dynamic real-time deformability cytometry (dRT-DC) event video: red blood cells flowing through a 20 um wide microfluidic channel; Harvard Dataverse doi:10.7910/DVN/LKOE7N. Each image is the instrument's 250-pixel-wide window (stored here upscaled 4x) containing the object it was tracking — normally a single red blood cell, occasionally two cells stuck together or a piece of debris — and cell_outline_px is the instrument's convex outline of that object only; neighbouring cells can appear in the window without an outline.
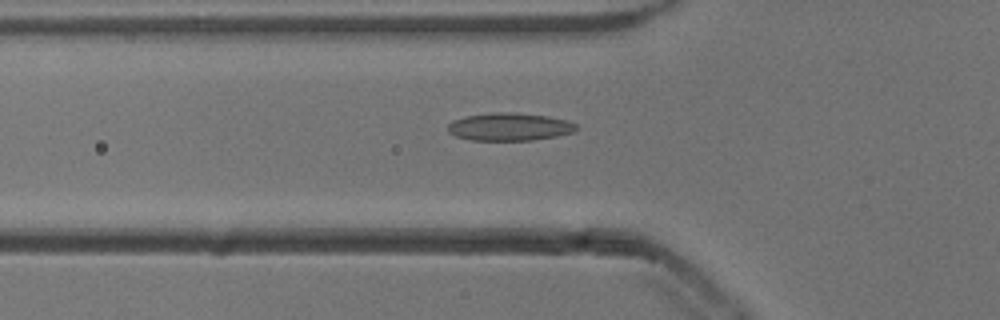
{"species": "common noctule bat (a hibernating species)", "species_latin": "Nyctalus noctula", "temperature_condition": "cold", "stored_images_in_passage": 37, "camera_frame_rate_fps": 3000, "um_per_image_px": 0.085, "animal": {"sex": "male", "body_mass_g": 13.3}, "frame": {"image": 1, "passage_image": 2, "time_ms": 0.333, "image_size_px": [1000, 320], "cell_outline_px": [[580, 128], [572, 132], [556, 136], [532, 140], [472, 140], [456, 136], [448, 132], [448, 124], [452, 120], [464, 116], [492, 112], [516, 112], [548, 116], [564, 120], [576, 124]], "centroid_in_image_um": [43.28, 10.77], "position_along_channel_um": 82.5, "area_um2": 20.87}}
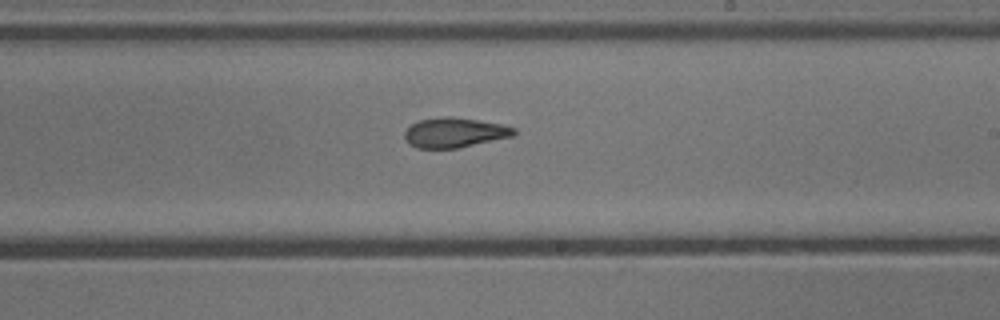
{"frame": {"image": 2, "passage_image": 15, "time_ms": 4.667, "image_size_px": [1000, 320], "cell_outline_px": [[516, 136], [456, 148], [416, 148], [408, 144], [404, 136], [404, 132], [412, 124], [420, 120], [440, 116], [452, 116], [504, 124], [516, 128]], "centroid_in_image_um": [38.67, 11.26], "position_along_channel_um": 250.3, "area_um2": 19.25}}
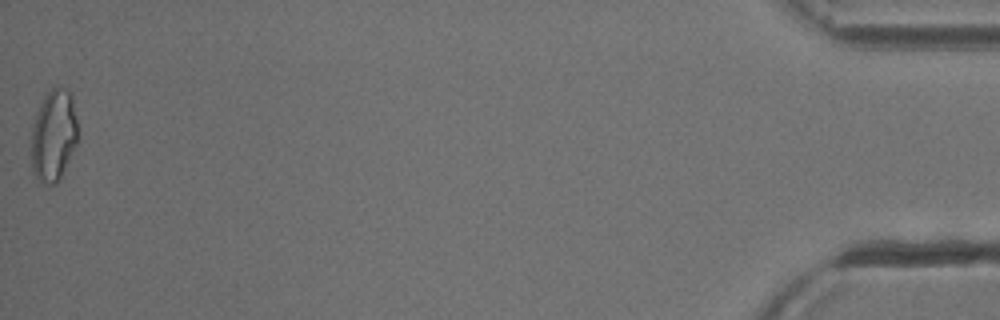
{"frame": {"image": 3, "passage_image": 37, "time_ms": 12.0, "image_size_px": [1000, 320], "cell_outline_px": [[76, 144], [60, 180], [56, 184], [48, 188], [32, 172], [32, 128], [36, 112], [44, 96], [52, 88], [68, 88], [72, 92], [76, 120]], "centroid_in_image_um": [4.55, 11.54], "position_along_channel_um": 430.6, "area_um2": 24.91}, "authors_computed_cell_mechanics": {"area_um2": 19.652, "velocity_mm_per_s": 3.8493, "shape_relaxation_time_tau1_ms": null, "shape_relaxation_time_tau2_ms": 3.1824, "deformation_change_tau1": null, "deformation_change_tau2": 0.1089}}